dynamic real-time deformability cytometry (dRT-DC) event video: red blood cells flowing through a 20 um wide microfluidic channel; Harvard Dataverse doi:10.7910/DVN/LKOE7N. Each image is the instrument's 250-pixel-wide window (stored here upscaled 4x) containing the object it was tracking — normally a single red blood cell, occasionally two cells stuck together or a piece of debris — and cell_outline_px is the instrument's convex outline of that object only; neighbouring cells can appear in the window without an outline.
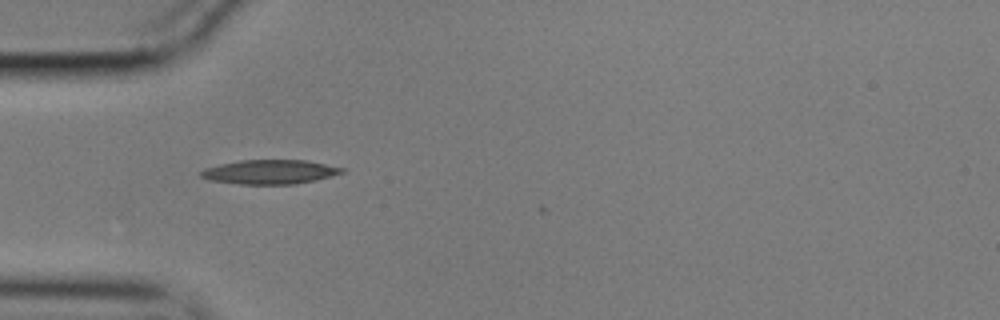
{"species": "common noctule bat (a hibernating species)", "species_latin": "Nyctalus noctula", "temperature_condition": "cold", "stored_images_in_passage": 4, "camera_frame_rate_fps": 3000, "um_per_image_px": 0.085, "animal": {"sex": "male", "body_mass_g": 17.9}, "frame": {"image": 1, "passage_image": 1, "time_ms": 0.0, "image_size_px": [1000, 320], "cell_outline_px": [[344, 172], [332, 176], [316, 180], [296, 184], [240, 184], [208, 180], [200, 176], [200, 172], [204, 168], [220, 164], [240, 160], [308, 160], [344, 168]], "centroid_in_image_um": [22.94, 14.61], "position_along_channel_um": 62.1, "area_um2": 20.0}}